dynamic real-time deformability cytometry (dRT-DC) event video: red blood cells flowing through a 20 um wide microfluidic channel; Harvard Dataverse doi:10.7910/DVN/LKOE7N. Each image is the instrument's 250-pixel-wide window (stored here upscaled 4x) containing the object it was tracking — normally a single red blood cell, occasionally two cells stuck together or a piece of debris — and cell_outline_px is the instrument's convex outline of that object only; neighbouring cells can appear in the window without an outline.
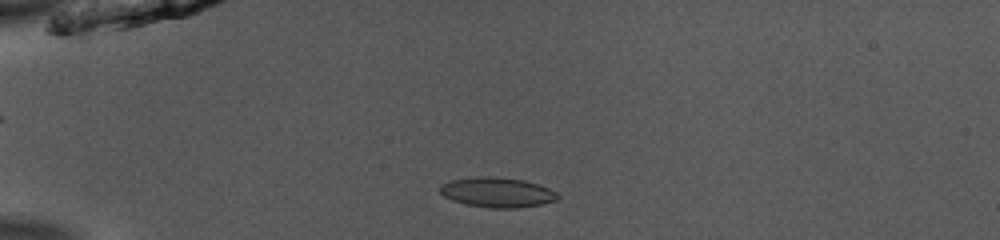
{"species": "common noctule bat (a hibernating species)", "species_latin": "Nyctalus noctula", "temperature_condition": "room temperature", "stored_images_in_passage": 49, "camera_frame_rate_fps": 3000, "um_per_image_px": 0.085, "animal": {"sex": "male", "body_mass_g": 13.0, "forearm_length_mm": 53.1}, "frame": {"image": 1, "passage_image": 11, "time_ms": 3.333, "image_size_px": [1000, 240], "cell_outline_px": [[560, 196], [556, 200], [540, 204], [516, 208], [488, 208], [468, 204], [452, 200], [444, 196], [440, 192], [440, 184], [452, 180], [480, 176], [524, 180], [548, 188], [556, 192]], "centroid_in_image_um": [42.25, 16.36], "position_along_channel_um": 42.8, "area_um2": 20.17}}
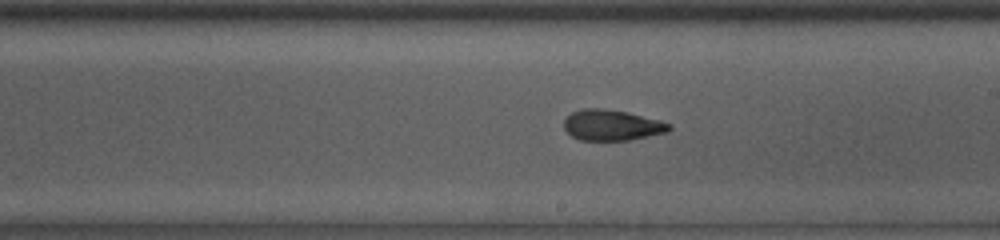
{"frame": {"image": 2, "passage_image": 28, "time_ms": 9.0, "image_size_px": [1000, 240], "cell_outline_px": [[672, 128], [668, 132], [628, 140], [580, 140], [572, 136], [564, 128], [564, 120], [572, 112], [580, 108], [600, 108], [628, 112], [660, 120], [672, 124]], "centroid_in_image_um": [52.02, 10.63], "position_along_channel_um": 237.0, "area_um2": 18.9}}
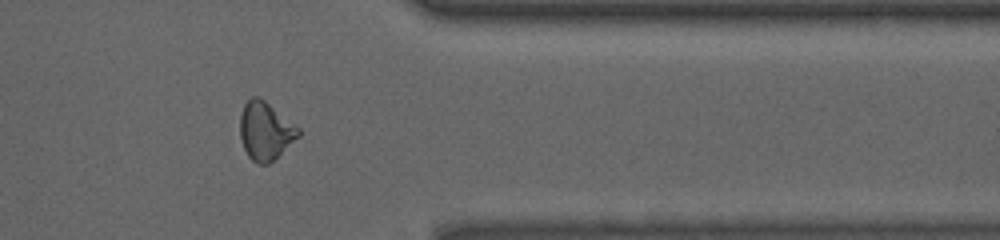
{"frame": {"image": 3, "passage_image": 40, "time_ms": 13.0, "image_size_px": [1000, 240], "cell_outline_px": [[300, 136], [268, 164], [256, 164], [248, 156], [244, 148], [240, 136], [240, 116], [244, 104], [252, 96], [260, 96], [300, 128]], "centroid_in_image_um": [22.55, 11.11], "position_along_channel_um": 388.8, "area_um2": 19.77}, "authors_computed_cell_mechanics": {"area_um2": 19.3052, "velocity_mm_per_s": 3.9676, "shape_relaxation_time_tau1_ms": 11.1515, "shape_relaxation_time_tau2_ms": 1.6263, "deformation_change_tau1": 0.2374, "deformation_change_tau2": 0.0684}}